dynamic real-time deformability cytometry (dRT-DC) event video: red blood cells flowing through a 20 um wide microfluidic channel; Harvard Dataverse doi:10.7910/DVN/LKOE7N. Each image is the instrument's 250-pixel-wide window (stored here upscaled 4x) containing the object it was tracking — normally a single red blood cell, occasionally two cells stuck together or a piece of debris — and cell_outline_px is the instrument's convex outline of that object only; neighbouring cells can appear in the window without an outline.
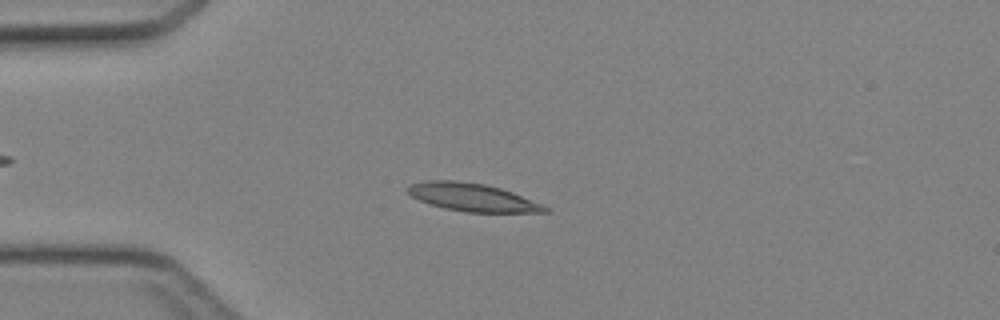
{"species": "Egyptian fruit bat (a non-hibernating species)", "species_latin": "Rousettus aegyptiacus", "temperature_condition": "cold", "stored_images_in_passage": 45, "camera_frame_rate_fps": 3000, "um_per_image_px": 0.085, "animal": {"sex": "female"}, "frame": {"image": 1, "passage_image": 11, "time_ms": 3.333, "image_size_px": [1000, 320], "cell_outline_px": [[548, 212], [468, 212], [444, 208], [420, 200], [404, 192], [404, 188], [408, 184], [428, 180], [456, 180], [484, 184], [500, 188], [512, 192], [544, 204], [548, 208]], "centroid_in_image_um": [40.11, 16.76], "position_along_channel_um": 44.9, "area_um2": 22.37}}
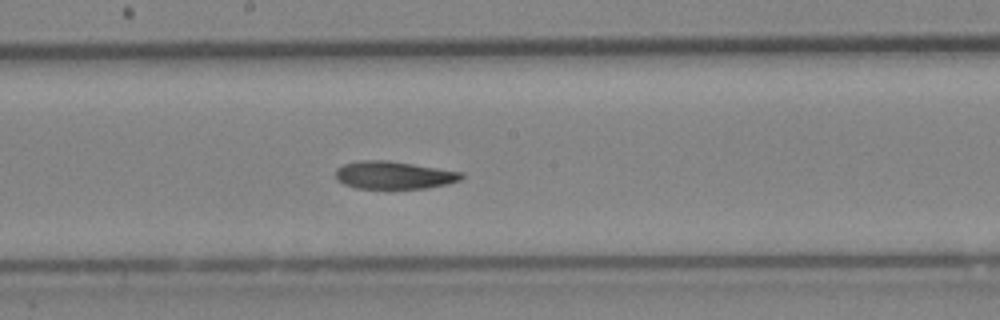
{"frame": {"image": 2, "passage_image": 24, "time_ms": 7.667, "image_size_px": [1000, 320], "cell_outline_px": [[464, 176], [460, 180], [448, 184], [428, 188], [356, 188], [344, 184], [336, 180], [336, 168], [344, 164], [360, 160], [388, 160], [464, 172]], "centroid_in_image_um": [33.49, 14.88], "position_along_channel_um": 214.7, "area_um2": 20.4}}
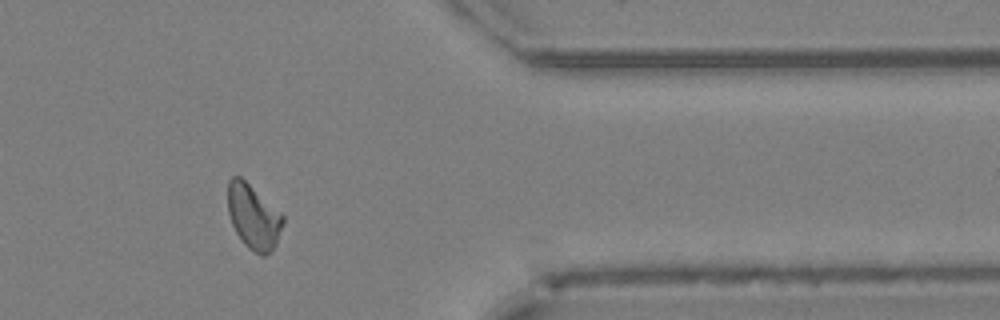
{"frame": {"image": 3, "passage_image": 37, "time_ms": 12.0, "image_size_px": [1000, 320], "cell_outline_px": [[284, 220], [276, 244], [264, 256], [260, 256], [248, 248], [244, 244], [236, 232], [232, 224], [228, 212], [228, 180], [232, 176], [240, 176], [280, 212], [284, 216]], "centroid_in_image_um": [21.52, 18.43], "position_along_channel_um": 389.9, "area_um2": 20.52}}